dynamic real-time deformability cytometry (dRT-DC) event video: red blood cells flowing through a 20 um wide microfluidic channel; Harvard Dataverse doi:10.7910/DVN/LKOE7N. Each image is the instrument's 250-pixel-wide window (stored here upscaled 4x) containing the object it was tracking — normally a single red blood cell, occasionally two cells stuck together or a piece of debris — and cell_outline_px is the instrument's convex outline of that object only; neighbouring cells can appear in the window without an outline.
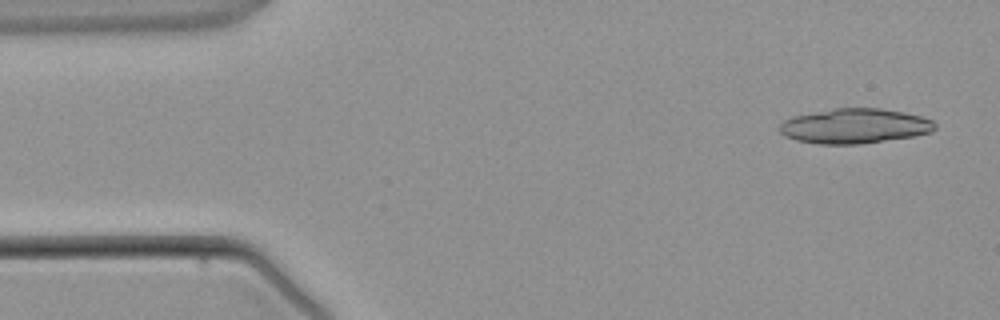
{"species": "common noctule bat (a hibernating species)", "species_latin": "Nyctalus noctula", "temperature_condition": "warm", "stored_images_in_passage": 5, "segment_of_instrument_passage": [1, 2], "camera_frame_rate_fps": 3000, "um_per_image_px": 0.085, "animal": {"sex": "male", "body_mass_g": 21.5, "forearm_length_mm": 52.0}, "frame": {"image": 1, "passage_image": 1, "time_ms": 0.0, "image_size_px": [1000, 320], "cell_outline_px": [[936, 128], [932, 132], [916, 136], [860, 144], [816, 144], [796, 140], [784, 136], [780, 132], [780, 124], [784, 120], [792, 116], [832, 108], [880, 108], [904, 112], [920, 116], [932, 120], [936, 124]], "centroid_in_image_um": [72.65, 10.71], "position_along_channel_um": 12.4, "area_um2": 31.85}}